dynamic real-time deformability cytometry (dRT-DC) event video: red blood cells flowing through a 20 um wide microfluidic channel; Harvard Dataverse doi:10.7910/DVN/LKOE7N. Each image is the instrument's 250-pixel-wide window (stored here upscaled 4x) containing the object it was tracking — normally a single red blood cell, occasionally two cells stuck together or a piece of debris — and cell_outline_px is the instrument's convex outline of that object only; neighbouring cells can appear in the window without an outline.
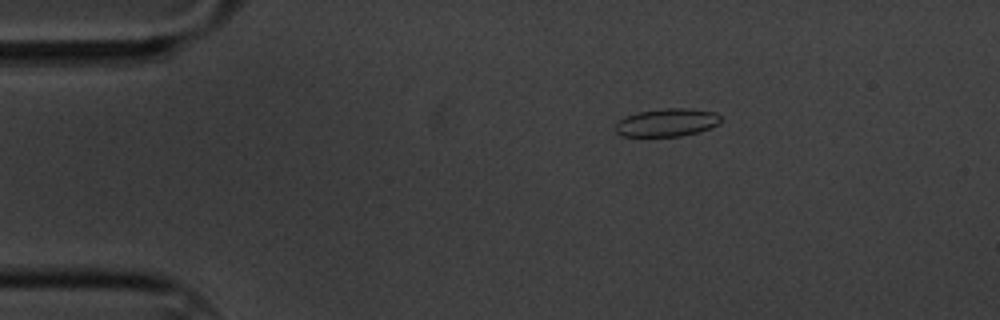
{"species": "common noctule bat (a hibernating species)", "species_latin": "Nyctalus noctula", "temperature_condition": "cold", "stored_images_in_passage": 50, "camera_frame_rate_fps": 3000, "um_per_image_px": 0.085, "animal": {"sex": "male", "body_mass_g": 20.1, "forearm_length_mm": 53.5}, "frame": {"image": 1, "passage_image": 1, "time_ms": 0.0, "image_size_px": [1000, 320], "cell_outline_px": [[720, 124], [696, 132], [680, 136], [624, 136], [616, 132], [616, 124], [620, 120], [636, 112], [664, 108], [688, 108], [716, 112], [720, 116]], "centroid_in_image_um": [56.71, 10.4], "position_along_channel_um": 28.3, "area_um2": 16.99}}
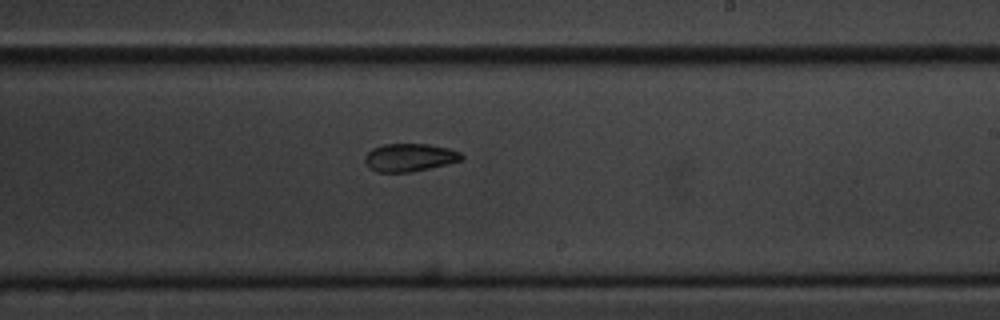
{"frame": {"image": 2, "passage_image": 26, "time_ms": 8.333, "image_size_px": [1000, 320], "cell_outline_px": [[464, 156], [460, 160], [448, 164], [408, 172], [376, 172], [368, 168], [364, 160], [364, 156], [372, 148], [384, 144], [428, 144], [448, 148], [460, 152]], "centroid_in_image_um": [34.77, 13.38], "position_along_channel_um": 254.2, "area_um2": 15.72}}
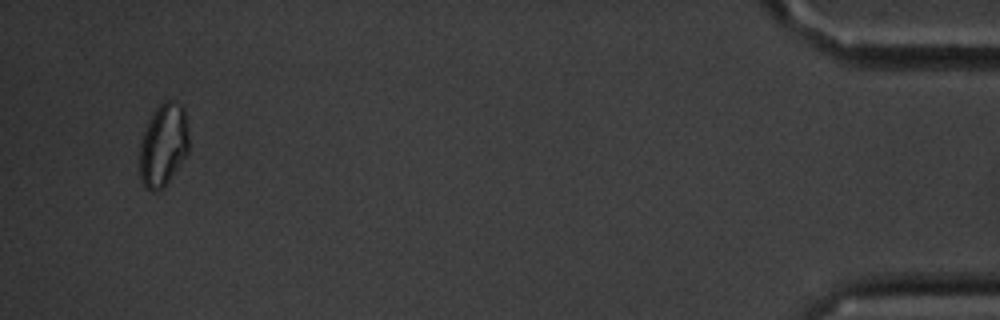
{"frame": {"image": 3, "passage_image": 48, "time_ms": 15.667, "image_size_px": [1000, 320], "cell_outline_px": [[188, 152], [164, 188], [152, 192], [144, 188], [140, 176], [140, 144], [144, 132], [152, 112], [164, 100], [176, 100], [184, 108], [188, 132]], "centroid_in_image_um": [13.88, 12.33], "position_along_channel_um": 421.3, "area_um2": 23.81}, "authors_computed_cell_mechanics": {"area_um2": 16.4441, "velocity_mm_per_s": 3.3375, "shape_relaxation_time_tau1_ms": null, "shape_relaxation_time_tau2_ms": 4.0195, "deformation_change_tau1": null, "deformation_change_tau2": 0.0843}}